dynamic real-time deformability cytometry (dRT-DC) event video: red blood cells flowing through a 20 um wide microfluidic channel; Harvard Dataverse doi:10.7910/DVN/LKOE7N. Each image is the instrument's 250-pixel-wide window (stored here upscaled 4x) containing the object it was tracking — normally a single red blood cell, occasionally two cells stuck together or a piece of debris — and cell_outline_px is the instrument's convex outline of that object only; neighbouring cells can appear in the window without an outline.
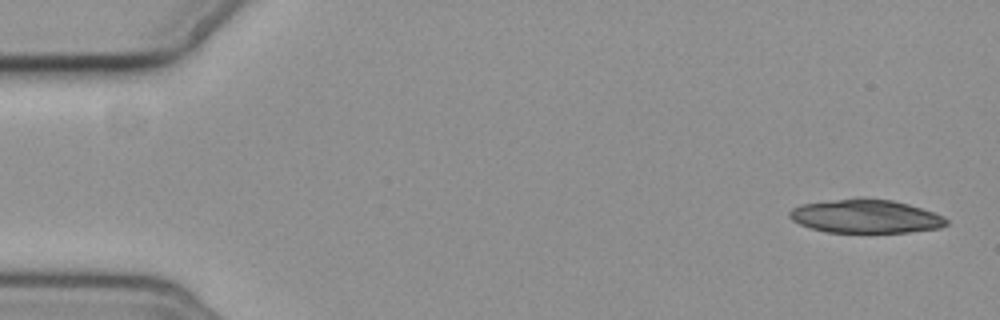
{"species": "common noctule bat (a hibernating species)", "species_latin": "Nyctalus noctula", "temperature_condition": "cold", "stored_images_in_passage": 2, "camera_frame_rate_fps": 3000, "um_per_image_px": 0.085, "animal": {"sex": "female", "body_mass_g": 19.3, "forearm_length_mm": 54.1}, "frame": {"image": 1, "passage_image": 1, "time_ms": 0.0, "image_size_px": [1000, 320], "cell_outline_px": [[948, 224], [940, 228], [908, 232], [828, 232], [812, 228], [800, 224], [792, 220], [788, 216], [788, 212], [792, 208], [800, 204], [856, 196], [864, 196], [892, 200], [908, 204], [944, 216], [948, 220]], "centroid_in_image_um": [73.55, 18.35], "position_along_channel_um": 11.4, "area_um2": 31.1}}